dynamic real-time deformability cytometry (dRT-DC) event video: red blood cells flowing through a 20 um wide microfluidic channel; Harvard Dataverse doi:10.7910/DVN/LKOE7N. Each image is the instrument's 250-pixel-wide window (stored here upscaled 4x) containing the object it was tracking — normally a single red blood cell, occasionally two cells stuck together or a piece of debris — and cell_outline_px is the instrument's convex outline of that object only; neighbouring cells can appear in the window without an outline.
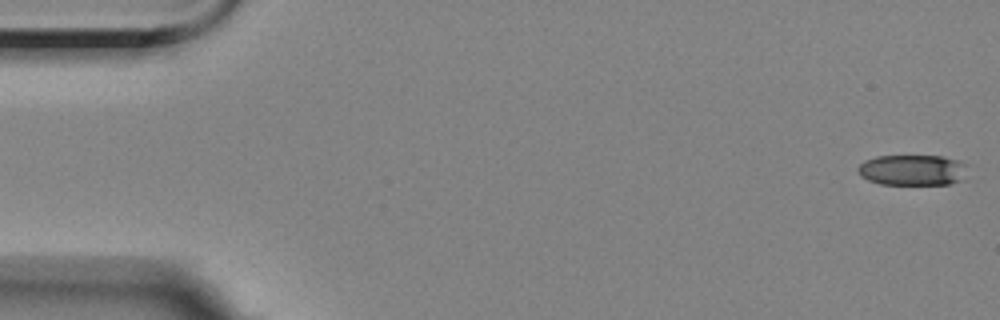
{"species": "Egyptian fruit bat (a non-hibernating species)", "species_latin": "Rousettus aegyptiacus", "temperature_condition": "room temperature", "stored_images_in_passage": 5, "camera_frame_rate_fps": 3000, "um_per_image_px": 0.085, "animal": {"sex": "female"}, "frame": {"image": 1, "passage_image": 1, "time_ms": 0.0, "image_size_px": [1000, 320], "cell_outline_px": [[968, 164], [964, 180], [948, 184], [880, 184], [868, 180], [860, 176], [856, 172], [856, 168], [864, 160], [876, 156], [940, 156], [956, 160]], "centroid_in_image_um": [77.55, 14.46], "position_along_channel_um": 7.5, "area_um2": 19.88}}
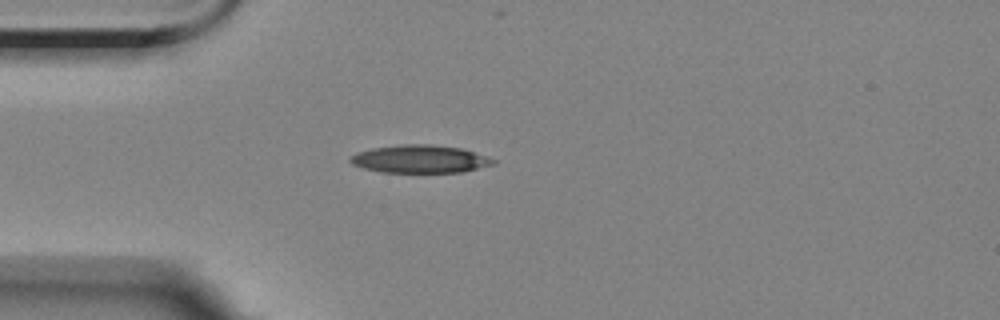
{"frame": {"image": 2, "passage_image": 5, "time_ms": 4.667, "image_size_px": [1000, 320], "cell_outline_px": [[496, 164], [460, 172], [380, 172], [364, 168], [352, 164], [348, 160], [348, 156], [356, 152], [372, 148], [404, 144], [428, 144], [460, 148], [488, 156], [496, 160]], "centroid_in_image_um": [35.67, 13.51], "position_along_channel_um": 49.3, "area_um2": 23.24}}